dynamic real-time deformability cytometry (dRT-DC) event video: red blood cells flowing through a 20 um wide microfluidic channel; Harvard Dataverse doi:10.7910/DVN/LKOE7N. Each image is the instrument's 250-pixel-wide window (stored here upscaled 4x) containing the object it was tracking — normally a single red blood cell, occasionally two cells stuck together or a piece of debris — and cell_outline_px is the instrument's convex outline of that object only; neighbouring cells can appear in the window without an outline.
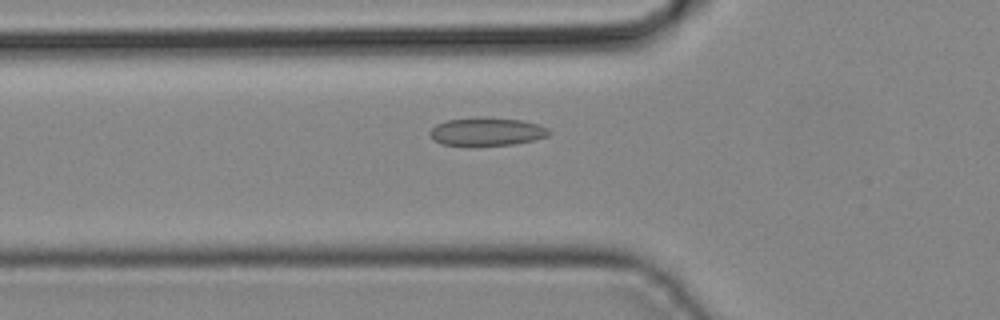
{"species": "common noctule bat (a hibernating species)", "species_latin": "Nyctalus noctula", "temperature_condition": "cold", "stored_images_in_passage": 43, "segment_of_instrument_passage": [1, 2], "camera_frame_rate_fps": 3000, "um_per_image_px": 0.085, "animal": {"sex": "male", "body_mass_g": 19.2, "forearm_length_mm": 51.8}, "frame": {"image": 1, "passage_image": 14, "time_ms": 4.333, "image_size_px": [1000, 320], "cell_outline_px": [[552, 132], [548, 136], [532, 140], [512, 144], [440, 144], [432, 140], [428, 132], [436, 124], [448, 120], [476, 116], [484, 116], [520, 120], [540, 124], [548, 128]], "centroid_in_image_um": [41.37, 11.15], "position_along_channel_um": 84.4, "area_um2": 19.48}}
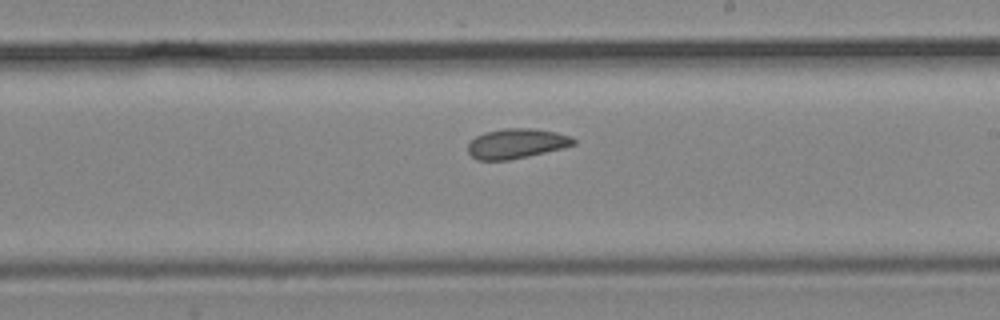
{"frame": {"image": 2, "passage_image": 24, "time_ms": 7.667, "image_size_px": [1000, 320], "cell_outline_px": [[576, 144], [544, 152], [508, 160], [476, 160], [468, 152], [468, 144], [476, 136], [484, 132], [504, 128], [536, 128], [556, 132], [572, 136], [576, 140]], "centroid_in_image_um": [43.89, 12.18], "position_along_channel_um": 245.1, "area_um2": 18.32}}
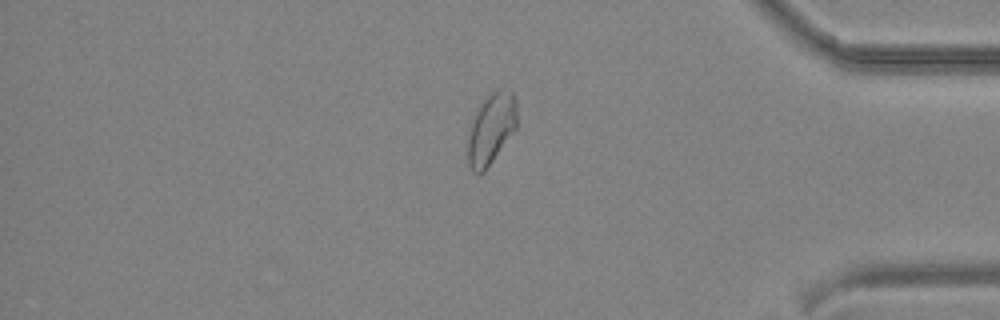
{"frame": {"image": 3, "passage_image": 35, "time_ms": 11.333, "image_size_px": [1000, 320], "cell_outline_px": [[516, 128], [484, 172], [472, 172], [468, 164], [468, 140], [472, 120], [476, 108], [484, 96], [500, 88], [512, 88], [516, 100]], "centroid_in_image_um": [41.75, 10.87], "position_along_channel_um": 393.5, "area_um2": 20.52}}